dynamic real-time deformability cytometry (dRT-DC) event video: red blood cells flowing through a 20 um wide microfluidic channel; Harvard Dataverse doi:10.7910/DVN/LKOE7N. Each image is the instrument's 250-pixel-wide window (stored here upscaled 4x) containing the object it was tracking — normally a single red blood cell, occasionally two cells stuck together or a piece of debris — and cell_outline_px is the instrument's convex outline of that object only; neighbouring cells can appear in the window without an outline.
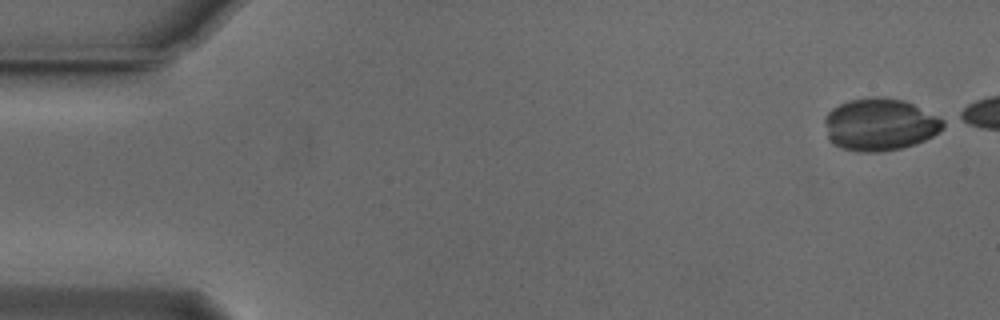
{"species": "Egyptian fruit bat (a non-hibernating species)", "species_latin": "Rousettus aegyptiacus", "temperature_condition": "cold", "stored_images_in_passage": 46, "camera_frame_rate_fps": 3000, "um_per_image_px": 0.085, "animal": {"sex": "male"}, "frame": {"image": 1, "passage_image": 1, "time_ms": 0.0, "image_size_px": [1000, 320], "cell_outline_px": [[944, 128], [940, 132], [916, 144], [900, 148], [880, 152], [856, 152], [840, 148], [832, 144], [828, 140], [824, 120], [824, 116], [832, 108], [848, 100], [876, 96], [880, 96], [904, 100], [944, 120]], "centroid_in_image_um": [74.74, 10.59], "position_along_channel_um": 10.3, "area_um2": 36.36}}
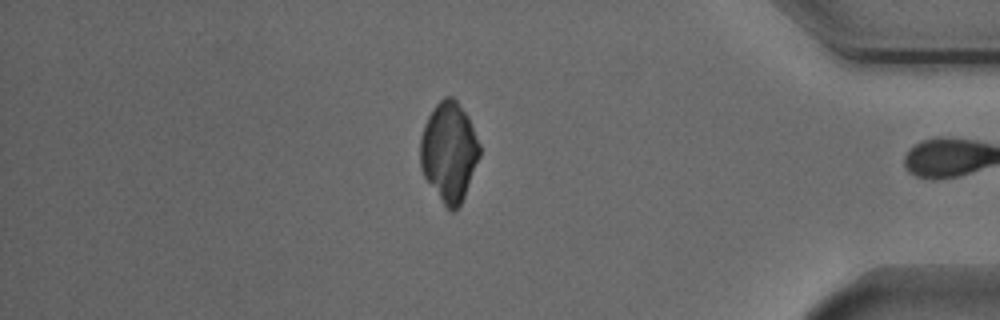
{"frame": {"image": 2, "passage_image": 45, "time_ms": 14.667, "image_size_px": [1000, 320], "cell_outline_px": [[480, 156], [464, 196], [460, 204], [452, 212], [444, 204], [424, 176], [420, 168], [420, 136], [424, 124], [432, 108], [444, 96], [452, 96], [456, 100], [468, 116], [480, 144]], "centroid_in_image_um": [38.15, 12.86], "position_along_channel_um": 397.0, "area_um2": 34.28}}